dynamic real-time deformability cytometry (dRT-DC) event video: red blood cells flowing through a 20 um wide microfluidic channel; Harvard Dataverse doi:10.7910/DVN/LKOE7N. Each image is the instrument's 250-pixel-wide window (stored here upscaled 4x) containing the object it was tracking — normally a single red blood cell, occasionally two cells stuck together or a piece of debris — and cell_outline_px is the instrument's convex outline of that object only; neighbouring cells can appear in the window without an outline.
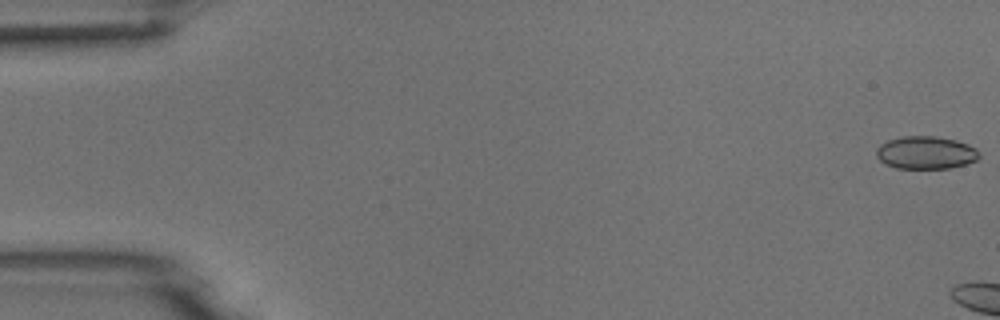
{"species": "common noctule bat (a hibernating species)", "species_latin": "Nyctalus noctula", "temperature_condition": "room temperature", "stored_images_in_passage": 7, "camera_frame_rate_fps": 3000, "um_per_image_px": 0.085, "animal": {"sex": "male", "body_mass_g": 18.8}, "frame": {"image": 1, "passage_image": 1, "time_ms": 0.0, "image_size_px": [1000, 320], "cell_outline_px": [[980, 156], [976, 160], [952, 168], [896, 168], [880, 160], [876, 156], [876, 148], [880, 144], [888, 140], [904, 136], [936, 136], [956, 140], [968, 144], [976, 148]], "centroid_in_image_um": [78.69, 12.96], "position_along_channel_um": 6.3, "area_um2": 19.59}}
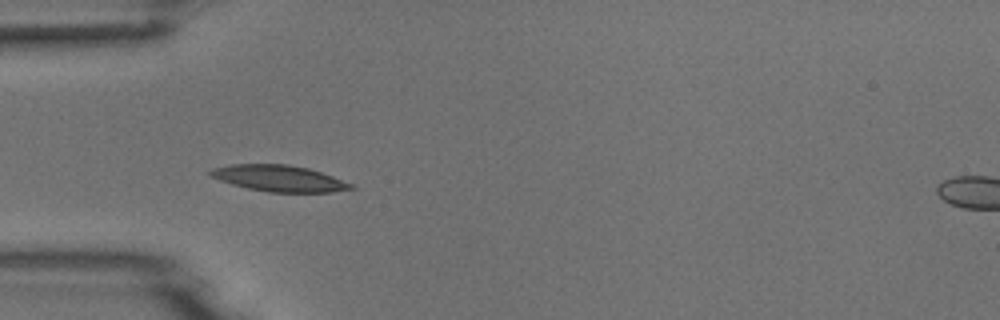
{"frame": {"image": 2, "passage_image": 6, "time_ms": 6.667, "image_size_px": [1000, 320], "cell_outline_px": [[356, 188], [332, 192], [268, 192], [248, 188], [232, 184], [220, 180], [212, 176], [208, 172], [212, 168], [232, 164], [288, 164], [308, 168], [332, 176], [352, 184]], "centroid_in_image_um": [23.72, 15.16], "position_along_channel_um": 61.3, "area_um2": 21.33}}